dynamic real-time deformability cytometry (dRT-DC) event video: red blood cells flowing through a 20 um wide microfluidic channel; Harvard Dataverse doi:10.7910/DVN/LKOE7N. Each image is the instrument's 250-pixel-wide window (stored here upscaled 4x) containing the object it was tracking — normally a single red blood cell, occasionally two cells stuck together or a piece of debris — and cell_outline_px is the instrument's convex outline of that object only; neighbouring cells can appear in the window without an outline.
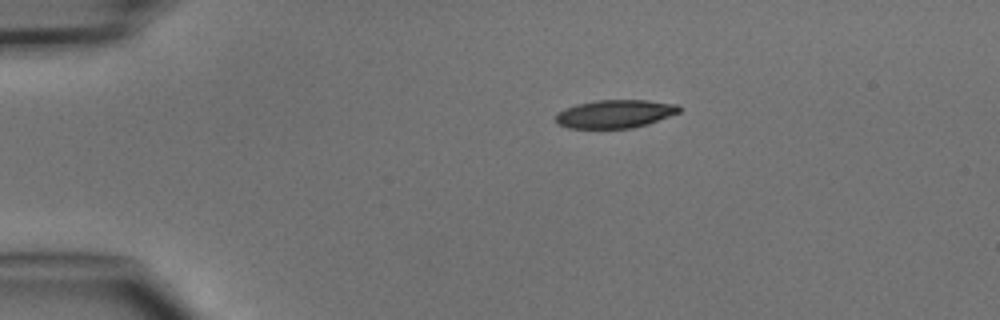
{"species": "common noctule bat (a hibernating species)", "species_latin": "Nyctalus noctula", "temperature_condition": "cold", "stored_images_in_passage": 2, "camera_frame_rate_fps": 3000, "um_per_image_px": 0.085, "animal": {"sex": "male", "body_mass_g": 15.6}, "frame": {"image": 1, "passage_image": 1, "time_ms": 0.0, "image_size_px": [1000, 320], "cell_outline_px": [[680, 112], [648, 124], [632, 128], [568, 128], [560, 124], [556, 120], [556, 112], [564, 108], [576, 104], [596, 100], [648, 100], [680, 104]], "centroid_in_image_um": [52.29, 9.67], "position_along_channel_um": 32.7, "area_um2": 20.4}}